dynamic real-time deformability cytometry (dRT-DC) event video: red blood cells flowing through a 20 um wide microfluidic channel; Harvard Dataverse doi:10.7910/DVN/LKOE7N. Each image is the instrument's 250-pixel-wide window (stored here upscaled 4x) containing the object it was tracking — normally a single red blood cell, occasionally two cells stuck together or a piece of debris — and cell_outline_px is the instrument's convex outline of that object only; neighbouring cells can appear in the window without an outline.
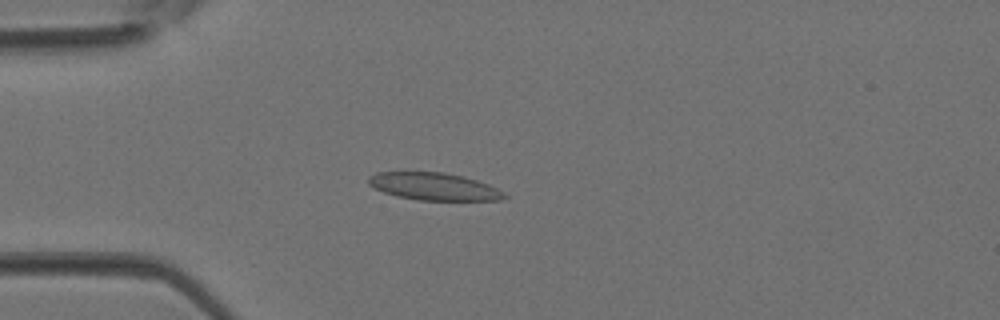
{"species": "Egyptian fruit bat (a non-hibernating species)", "species_latin": "Rousettus aegyptiacus", "temperature_condition": "room temperature", "stored_images_in_passage": 3, "camera_frame_rate_fps": 3000, "um_per_image_px": 0.085, "animal": {"sex": "female"}, "frame": {"image": 1, "passage_image": 3, "time_ms": 0.667, "image_size_px": [1000, 320], "cell_outline_px": [[508, 196], [500, 200], [420, 200], [396, 196], [384, 192], [368, 184], [368, 176], [376, 172], [444, 172], [464, 176], [488, 184], [504, 192]], "centroid_in_image_um": [36.88, 15.84], "position_along_channel_um": 48.1, "area_um2": 21.68}}